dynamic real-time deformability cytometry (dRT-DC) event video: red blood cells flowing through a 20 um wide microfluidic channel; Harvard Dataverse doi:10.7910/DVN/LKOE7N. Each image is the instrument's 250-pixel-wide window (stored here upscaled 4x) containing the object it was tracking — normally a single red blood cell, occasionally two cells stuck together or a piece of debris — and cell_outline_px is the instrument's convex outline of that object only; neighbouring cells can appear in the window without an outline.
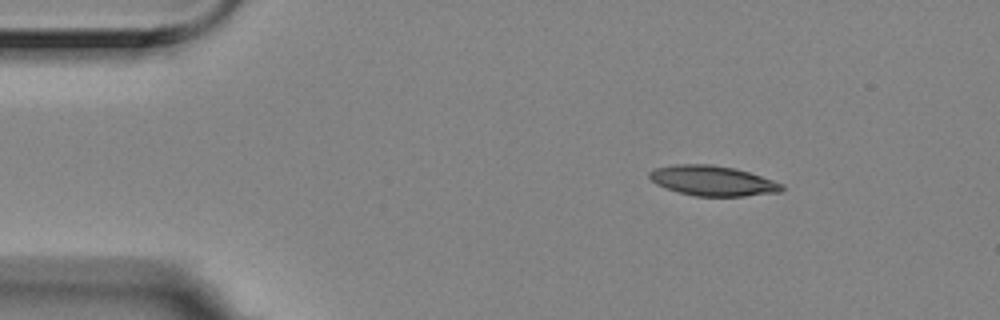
{"species": "Egyptian fruit bat (a non-hibernating species)", "species_latin": "Rousettus aegyptiacus", "temperature_condition": "room temperature", "stored_images_in_passage": 9, "segment_of_instrument_passage": [1, 2], "camera_frame_rate_fps": 3000, "um_per_image_px": 0.085, "animal": {"sex": "female"}, "frame": {"image": 1, "passage_image": 1, "time_ms": 0.0, "image_size_px": [1000, 320], "cell_outline_px": [[784, 188], [780, 192], [744, 196], [696, 196], [680, 192], [656, 184], [648, 176], [648, 172], [656, 168], [676, 164], [712, 164], [736, 168], [784, 184]], "centroid_in_image_um": [60.59, 15.36], "position_along_channel_um": 24.4, "area_um2": 23.06}}
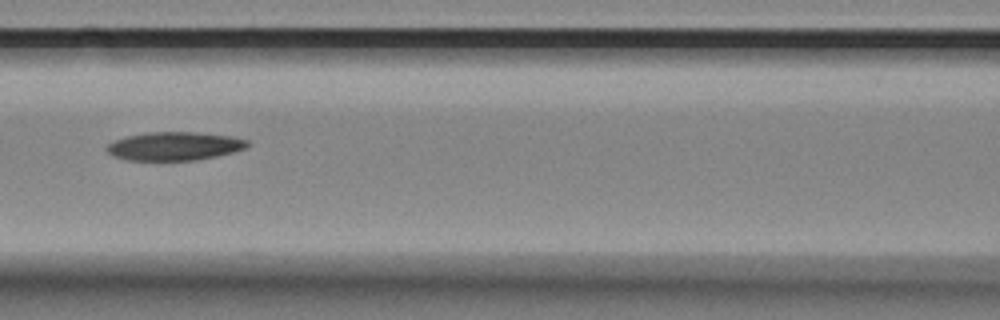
{"frame": {"image": 2, "passage_image": 6, "time_ms": 1.667, "image_size_px": [1000, 320], "cell_outline_px": [[248, 144], [244, 148], [232, 152], [216, 156], [196, 160], [128, 160], [112, 156], [104, 148], [108, 144], [116, 140], [128, 136], [148, 132], [196, 132], [232, 136], [248, 140]], "centroid_in_image_um": [14.8, 12.42], "position_along_channel_um": 151.8, "area_um2": 23.18}}